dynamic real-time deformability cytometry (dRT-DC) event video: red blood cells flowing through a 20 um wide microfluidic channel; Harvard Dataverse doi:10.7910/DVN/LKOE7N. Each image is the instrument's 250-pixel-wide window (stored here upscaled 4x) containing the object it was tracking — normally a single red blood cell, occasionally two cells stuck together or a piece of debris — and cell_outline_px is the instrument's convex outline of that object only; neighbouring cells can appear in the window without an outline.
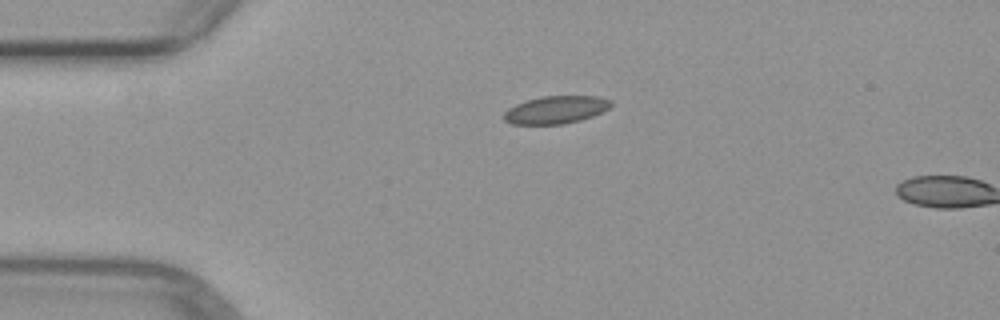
{"species": "common noctule bat (a hibernating species)", "species_latin": "Nyctalus noctula", "temperature_condition": "warm", "stored_images_in_passage": 2, "camera_frame_rate_fps": 3000, "um_per_image_px": 0.085, "animal": {"sex": "female", "body_mass_g": 29.2, "forearm_length_mm": 56.3}, "frame": {"image": 1, "passage_image": 1, "time_ms": 0.0, "image_size_px": [1000, 320], "cell_outline_px": [[612, 104], [604, 112], [580, 120], [564, 124], [512, 124], [504, 120], [504, 112], [508, 108], [524, 100], [540, 96], [596, 96], [612, 100]], "centroid_in_image_um": [47.24, 9.32], "position_along_channel_um": 37.8, "area_um2": 17.4}}